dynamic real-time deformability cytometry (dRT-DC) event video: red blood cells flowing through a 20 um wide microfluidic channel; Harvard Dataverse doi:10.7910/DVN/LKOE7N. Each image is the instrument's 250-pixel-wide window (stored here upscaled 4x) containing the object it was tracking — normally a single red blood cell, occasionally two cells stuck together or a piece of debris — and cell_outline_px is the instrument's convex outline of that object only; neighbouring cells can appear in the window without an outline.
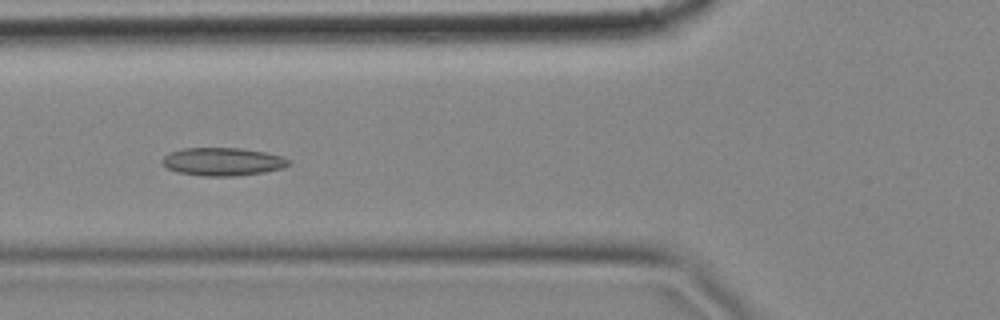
{"species": "common noctule bat (a hibernating species)", "species_latin": "Nyctalus noctula", "temperature_condition": "cold", "stored_images_in_passage": 43, "camera_frame_rate_fps": 3000, "um_per_image_px": 0.085, "animal": {"sex": "female", "body_mass_g": 18.4}, "frame": {"image": 1, "passage_image": 7, "time_ms": 2.0, "image_size_px": [1000, 320], "cell_outline_px": [[292, 164], [284, 168], [264, 172], [236, 176], [200, 176], [176, 172], [160, 164], [160, 160], [164, 156], [172, 152], [184, 148], [240, 148], [264, 152], [280, 156], [292, 160]], "centroid_in_image_um": [18.93, 13.75], "position_along_channel_um": 106.9, "area_um2": 20.87}}
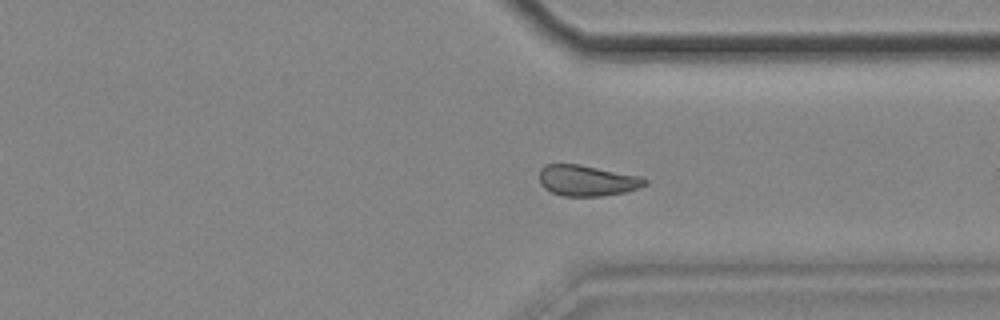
{"frame": {"image": 2, "passage_image": 29, "time_ms": 9.333, "image_size_px": [1000, 320], "cell_outline_px": [[648, 184], [640, 188], [624, 192], [600, 196], [564, 196], [552, 192], [544, 188], [540, 184], [540, 168], [544, 164], [580, 164], [640, 176], [648, 180]], "centroid_in_image_um": [49.91, 15.34], "position_along_channel_um": 361.5, "area_um2": 19.07}}
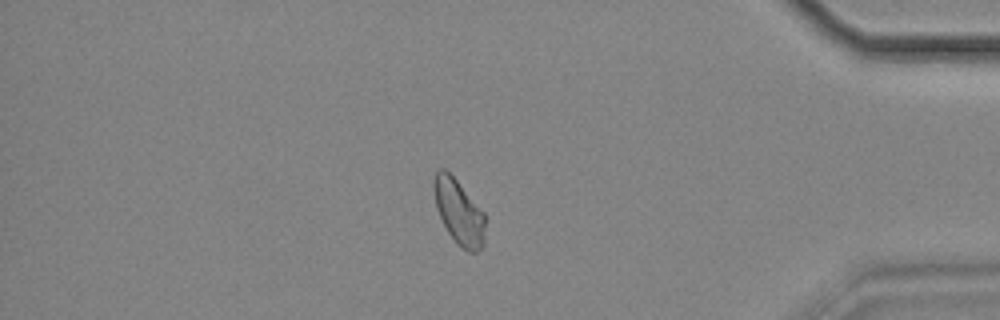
{"frame": {"image": 3, "passage_image": 35, "time_ms": 11.333, "image_size_px": [1000, 320], "cell_outline_px": [[484, 244], [476, 252], [468, 252], [456, 244], [448, 232], [436, 208], [432, 188], [432, 180], [436, 172], [440, 168], [444, 168], [456, 180], [484, 212]], "centroid_in_image_um": [38.97, 18.01], "position_along_channel_um": 396.2, "area_um2": 19.36}, "authors_computed_cell_mechanics": {"area_um2": 19.5942, "velocity_mm_per_s": 3.4704, "shape_relaxation_time_tau1_ms": null, "shape_relaxation_time_tau2_ms": 4.8118, "deformation_change_tau1": null, "deformation_change_tau2": 0.0933}}